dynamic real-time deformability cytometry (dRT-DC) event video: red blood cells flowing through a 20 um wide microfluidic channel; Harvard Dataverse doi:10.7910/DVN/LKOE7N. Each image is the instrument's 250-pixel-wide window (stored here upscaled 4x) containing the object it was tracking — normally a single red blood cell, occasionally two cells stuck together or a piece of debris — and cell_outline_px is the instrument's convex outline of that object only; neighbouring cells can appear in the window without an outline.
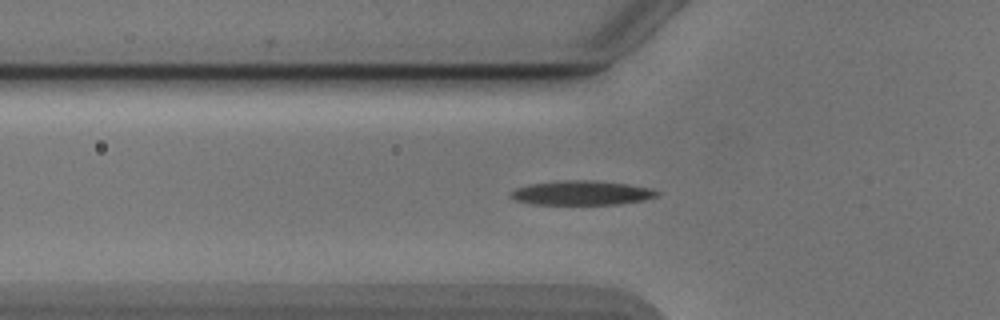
{"species": "Egyptian fruit bat (a non-hibernating species)", "species_latin": "Rousettus aegyptiacus", "temperature_condition": "cold", "stored_images_in_passage": 49, "camera_frame_rate_fps": 3000, "um_per_image_px": 0.085, "animal": {"sex": "male"}, "frame": {"image": 1, "passage_image": 13, "time_ms": 4.0, "image_size_px": [1000, 320], "cell_outline_px": [[660, 196], [644, 200], [620, 204], [532, 204], [516, 200], [508, 196], [508, 192], [516, 188], [532, 184], [560, 180], [596, 180], [628, 184], [652, 188], [660, 192]], "centroid_in_image_um": [49.47, 16.39], "position_along_channel_um": 76.3, "area_um2": 20.98}}
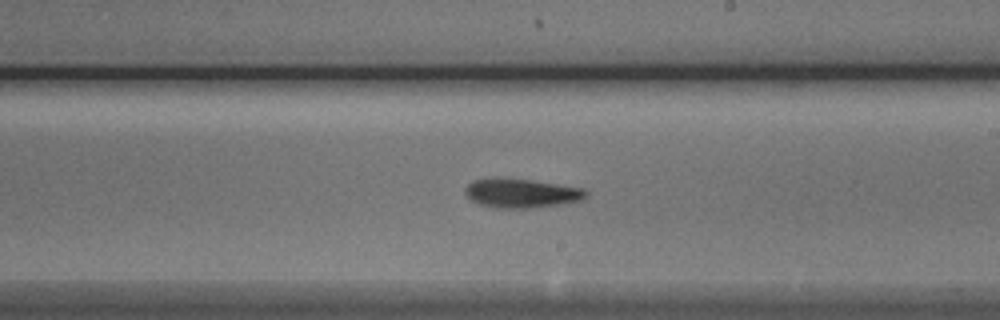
{"frame": {"image": 2, "passage_image": 26, "time_ms": 8.333, "image_size_px": [1000, 320], "cell_outline_px": [[588, 196], [580, 200], [560, 204], [532, 208], [496, 208], [480, 204], [472, 200], [464, 192], [464, 188], [472, 180], [532, 180], [584, 188], [588, 192]], "centroid_in_image_um": [44.37, 16.45], "position_along_channel_um": 244.6, "area_um2": 19.94}}
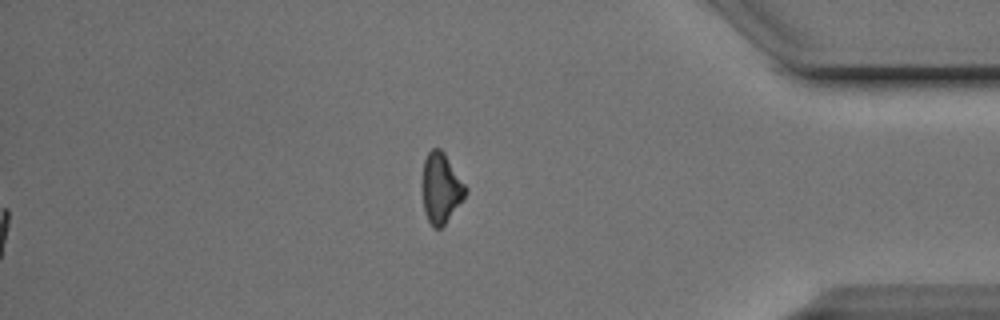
{"frame": {"image": 3, "passage_image": 49, "time_ms": 16.0, "image_size_px": [1000, 320], "cell_outline_px": [[468, 192], [444, 224], [440, 228], [432, 228], [424, 212], [424, 160], [428, 152], [432, 148], [440, 148], [444, 152], [468, 188]], "centroid_in_image_um": [37.51, 15.98], "position_along_channel_um": 397.7, "area_um2": 17.28}, "authors_computed_cell_mechanics": {"area_um2": 19.2474, "velocity_mm_per_s": 3.8839, "shape_relaxation_time_tau1_ms": 3.7165, "shape_relaxation_time_tau2_ms": null, "deformation_change_tau1": 0.1444, "deformation_change_tau2": null}}